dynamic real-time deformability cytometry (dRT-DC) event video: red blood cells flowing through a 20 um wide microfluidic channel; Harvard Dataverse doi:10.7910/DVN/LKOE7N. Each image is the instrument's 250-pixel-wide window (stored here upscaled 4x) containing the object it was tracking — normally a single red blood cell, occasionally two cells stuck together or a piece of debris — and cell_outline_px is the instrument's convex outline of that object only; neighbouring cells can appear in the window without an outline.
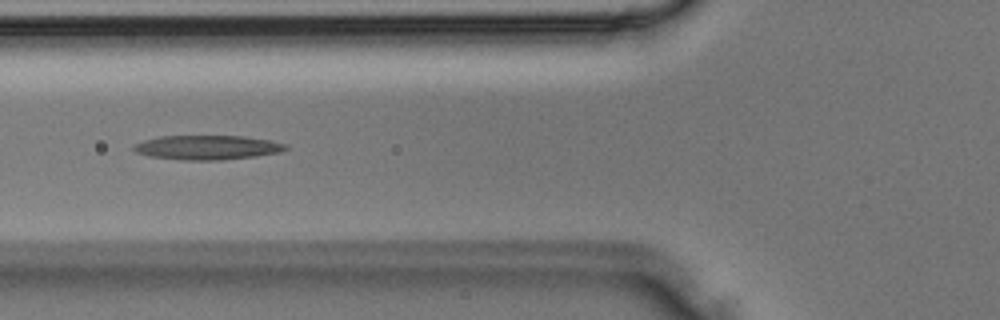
{"species": "Egyptian fruit bat (a non-hibernating species)", "species_latin": "Rousettus aegyptiacus", "temperature_condition": "room temperature", "stored_images_in_passage": 31, "camera_frame_rate_fps": 3000, "um_per_image_px": 0.085, "animal": {"sex": "male"}, "frame": {"image": 1, "passage_image": 8, "time_ms": 2.333, "image_size_px": [1000, 320], "cell_outline_px": [[288, 148], [280, 152], [256, 156], [220, 160], [188, 160], [148, 156], [136, 152], [132, 148], [132, 144], [144, 140], [160, 136], [244, 136], [268, 140], [288, 144]], "centroid_in_image_um": [17.61, 12.53], "position_along_channel_um": 108.2, "area_um2": 21.56}}
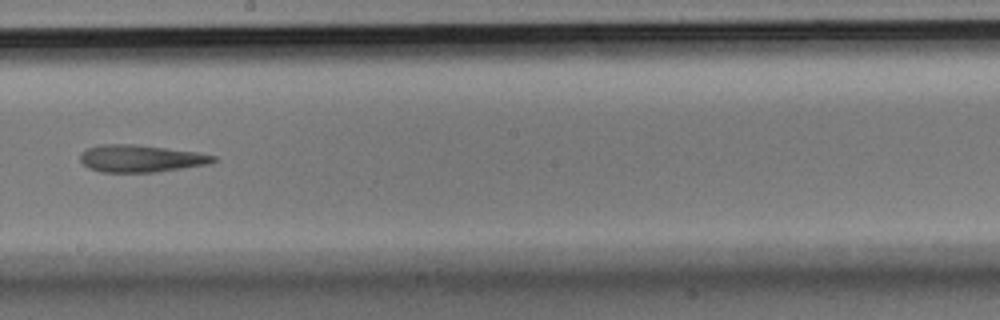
{"frame": {"image": 2, "passage_image": 15, "time_ms": 4.667, "image_size_px": [1000, 320], "cell_outline_px": [[216, 160], [208, 164], [152, 172], [100, 172], [88, 168], [80, 160], [80, 152], [88, 148], [100, 144], [136, 144], [196, 152], [216, 156]], "centroid_in_image_um": [11.91, 13.46], "position_along_channel_um": 236.3, "area_um2": 20.98}}
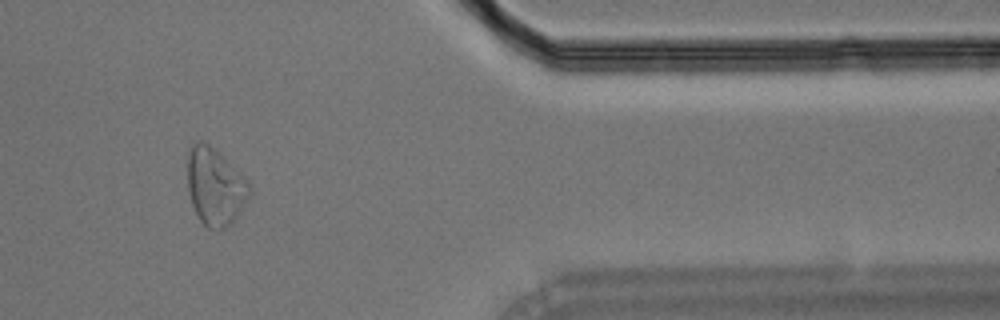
{"frame": {"image": 3, "passage_image": 25, "time_ms": 8.0, "image_size_px": [1000, 320], "cell_outline_px": [[252, 192], [236, 216], [224, 228], [208, 228], [200, 220], [192, 204], [188, 188], [188, 148], [196, 140], [200, 140], [208, 144], [220, 152], [248, 180], [252, 188]], "centroid_in_image_um": [18.29, 15.8], "position_along_channel_um": 393.1, "area_um2": 27.74}}